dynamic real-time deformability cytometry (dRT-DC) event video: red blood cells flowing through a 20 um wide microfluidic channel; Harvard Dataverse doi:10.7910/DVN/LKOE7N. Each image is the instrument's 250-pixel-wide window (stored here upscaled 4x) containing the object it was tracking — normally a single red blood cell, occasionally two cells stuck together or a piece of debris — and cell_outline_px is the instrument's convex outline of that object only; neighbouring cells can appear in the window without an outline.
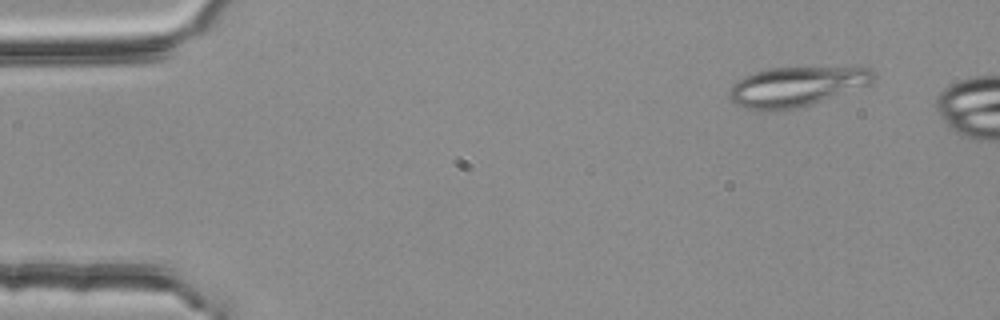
{"species": "common noctule bat (a hibernating species)", "species_latin": "Nyctalus noctula", "temperature_condition": "room temperature", "stored_images_in_passage": 49, "camera_frame_rate_fps": 3000, "um_per_image_px": 0.085, "animal": {"sex": "female", "body_mass_g": 25.1}, "frame": {"image": 1, "passage_image": 5, "time_ms": 1.333, "image_size_px": [1000, 320], "cell_outline_px": [[876, 76], [872, 84], [812, 104], [792, 108], [748, 108], [736, 104], [728, 96], [728, 92], [732, 84], [736, 80], [744, 76], [768, 68], [868, 68], [876, 72]], "centroid_in_image_um": [67.73, 7.33], "position_along_channel_um": 17.3, "area_um2": 32.6}}
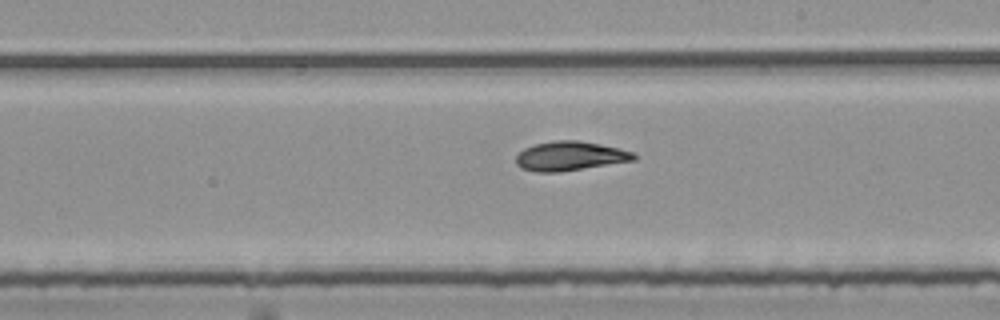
{"frame": {"image": 2, "passage_image": 31, "time_ms": 10.0, "image_size_px": [1000, 320], "cell_outline_px": [[636, 160], [560, 172], [536, 172], [520, 168], [516, 164], [516, 156], [524, 148], [536, 144], [556, 140], [576, 140], [600, 144], [636, 152]], "centroid_in_image_um": [48.46, 13.27], "position_along_channel_um": 240.5, "area_um2": 20.11}}
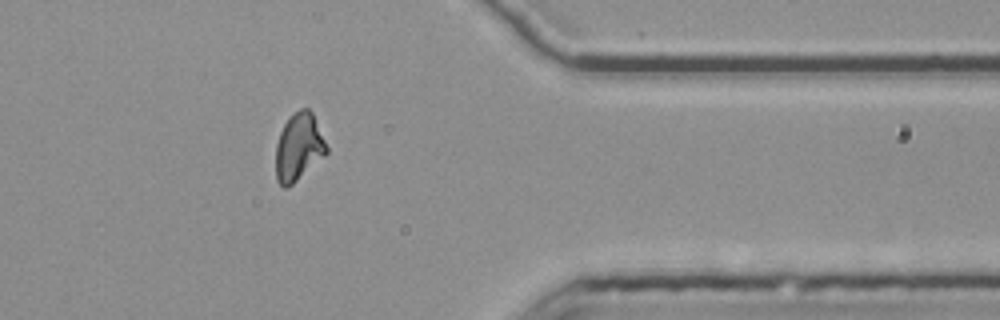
{"frame": {"image": 3, "passage_image": 44, "time_ms": 14.333, "image_size_px": [1000, 320], "cell_outline_px": [[328, 152], [324, 156], [288, 188], [284, 188], [276, 180], [276, 144], [280, 132], [288, 116], [292, 112], [300, 108], [308, 108], [312, 112], [328, 148]], "centroid_in_image_um": [25.37, 12.49], "position_along_channel_um": 386.0, "area_um2": 20.0}}